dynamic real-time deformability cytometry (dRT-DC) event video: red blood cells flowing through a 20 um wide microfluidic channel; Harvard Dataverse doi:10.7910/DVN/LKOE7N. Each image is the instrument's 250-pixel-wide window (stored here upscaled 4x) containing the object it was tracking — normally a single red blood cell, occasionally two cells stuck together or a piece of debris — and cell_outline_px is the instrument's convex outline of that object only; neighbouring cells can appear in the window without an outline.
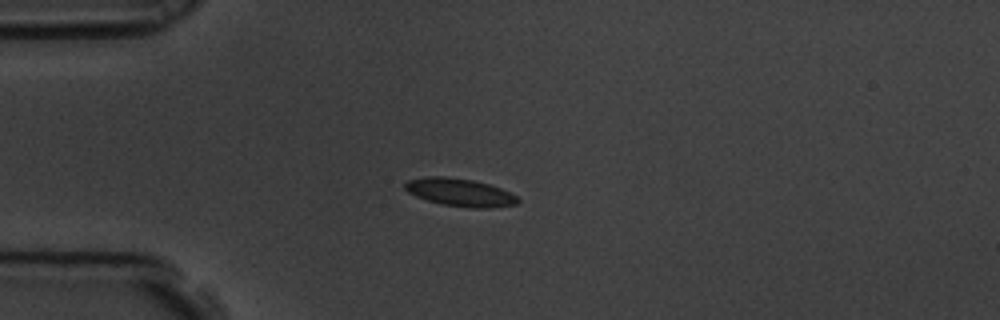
{"species": "common noctule bat (a hibernating species)", "species_latin": "Nyctalus noctula", "temperature_condition": "room temperature", "stored_images_in_passage": 44, "camera_frame_rate_fps": 3000, "um_per_image_px": 0.085, "animal": {"sex": "male", "body_mass_g": 19.5, "forearm_length_mm": 54.6}, "frame": {"image": 1, "passage_image": 1, "time_ms": 0.0, "image_size_px": [1000, 320], "cell_outline_px": [[520, 200], [516, 204], [488, 208], [472, 208], [444, 204], [428, 200], [416, 196], [408, 192], [404, 188], [404, 184], [408, 180], [428, 176], [444, 176], [472, 180], [488, 184], [500, 188], [516, 196]], "centroid_in_image_um": [39.08, 16.34], "position_along_channel_um": 45.9, "area_um2": 18.03}}
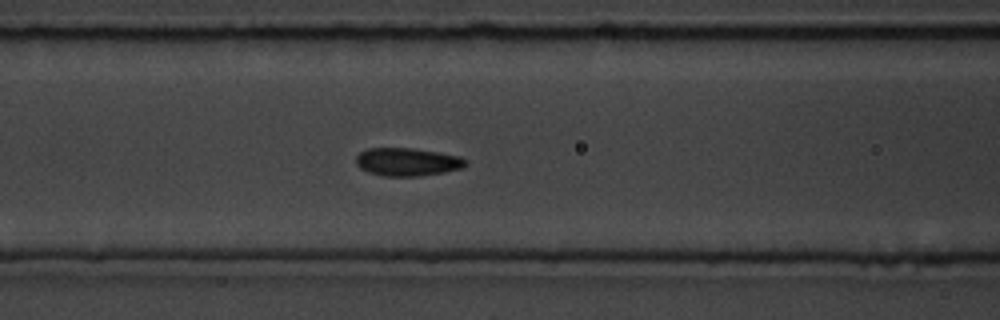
{"frame": {"image": 2, "passage_image": 10, "time_ms": 3.0, "image_size_px": [1000, 320], "cell_outline_px": [[468, 164], [464, 168], [444, 172], [420, 176], [384, 176], [368, 172], [360, 168], [356, 164], [356, 156], [360, 152], [368, 148], [412, 148], [460, 156]], "centroid_in_image_um": [34.61, 13.76], "position_along_channel_um": 132.0, "area_um2": 17.92}}
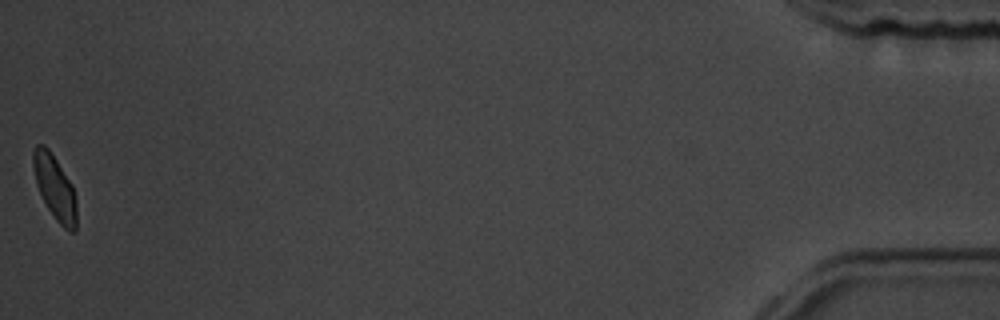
{"frame": {"image": 3, "passage_image": 44, "time_ms": 14.333, "image_size_px": [1000, 320], "cell_outline_px": [[76, 232], [68, 232], [56, 220], [48, 208], [36, 184], [32, 164], [32, 152], [36, 144], [44, 144], [48, 148], [72, 184], [76, 200]], "centroid_in_image_um": [4.65, 15.93], "position_along_channel_um": 430.5, "area_um2": 16.24}, "authors_computed_cell_mechanics": {"area_um2": 17.6868, "velocity_mm_per_s": 3.5005, "shape_relaxation_time_tau1_ms": 3.3772, "shape_relaxation_time_tau2_ms": 1.0132, "deformation_change_tau1": 0.1016, "deformation_change_tau2": 0.068}}